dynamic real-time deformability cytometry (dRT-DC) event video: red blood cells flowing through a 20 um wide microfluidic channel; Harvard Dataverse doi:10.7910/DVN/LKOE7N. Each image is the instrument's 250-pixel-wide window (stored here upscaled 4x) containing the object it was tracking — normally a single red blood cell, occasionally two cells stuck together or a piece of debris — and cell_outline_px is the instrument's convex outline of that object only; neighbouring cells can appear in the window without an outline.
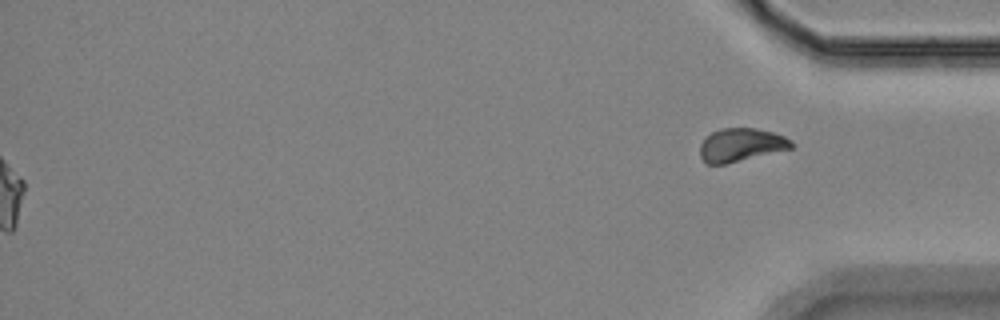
{"species": "Egyptian fruit bat (a non-hibernating species)", "species_latin": "Rousettus aegyptiacus", "temperature_condition": "room temperature", "stored_images_in_passage": 58, "segment_of_instrument_passage": [2, 2], "camera_frame_rate_fps": 3000, "um_per_image_px": 0.085, "animal": {"sex": "female"}, "frame": {"image": 1, "passage_image": 58, "time_ms": 19.0, "image_size_px": [1000, 320], "cell_outline_px": [[796, 144], [792, 148], [724, 164], [704, 164], [700, 156], [700, 144], [704, 136], [720, 128], [756, 128], [772, 132], [784, 136], [792, 140]], "centroid_in_image_um": [62.96, 12.31], "position_along_channel_um": 372.2, "area_um2": 17.86}}